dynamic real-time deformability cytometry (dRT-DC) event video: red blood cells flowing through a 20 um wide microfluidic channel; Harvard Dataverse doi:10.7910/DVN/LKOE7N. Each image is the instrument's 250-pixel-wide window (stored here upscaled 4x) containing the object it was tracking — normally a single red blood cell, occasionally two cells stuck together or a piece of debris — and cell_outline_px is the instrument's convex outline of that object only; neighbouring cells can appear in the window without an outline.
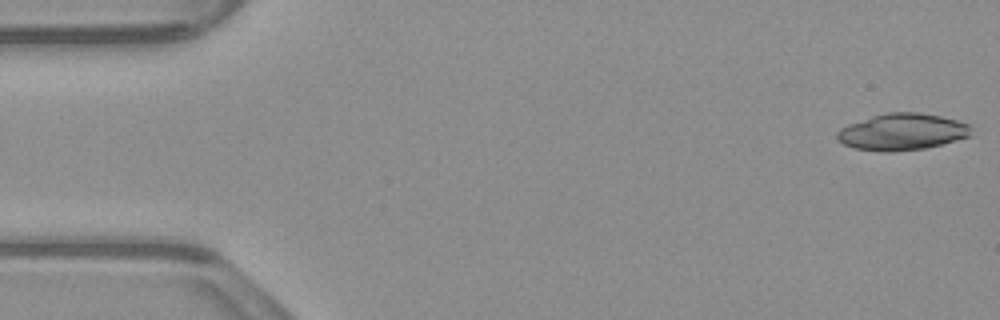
{"species": "common noctule bat (a hibernating species)", "species_latin": "Nyctalus noctula", "temperature_condition": "warm", "stored_images_in_passage": 54, "camera_frame_rate_fps": 3000, "um_per_image_px": 0.085, "animal": {"sex": "male", "body_mass_g": 23.1, "forearm_length_mm": 52.7}, "frame": {"image": 1, "passage_image": 1, "time_ms": 0.0, "image_size_px": [1000, 320], "cell_outline_px": [[972, 136], [924, 148], [896, 152], [880, 152], [852, 148], [836, 140], [836, 132], [840, 128], [848, 124], [872, 116], [888, 112], [916, 112], [940, 116], [956, 120], [968, 124], [972, 128]], "centroid_in_image_um": [76.65, 11.22], "position_along_channel_um": 8.4, "area_um2": 28.84}}